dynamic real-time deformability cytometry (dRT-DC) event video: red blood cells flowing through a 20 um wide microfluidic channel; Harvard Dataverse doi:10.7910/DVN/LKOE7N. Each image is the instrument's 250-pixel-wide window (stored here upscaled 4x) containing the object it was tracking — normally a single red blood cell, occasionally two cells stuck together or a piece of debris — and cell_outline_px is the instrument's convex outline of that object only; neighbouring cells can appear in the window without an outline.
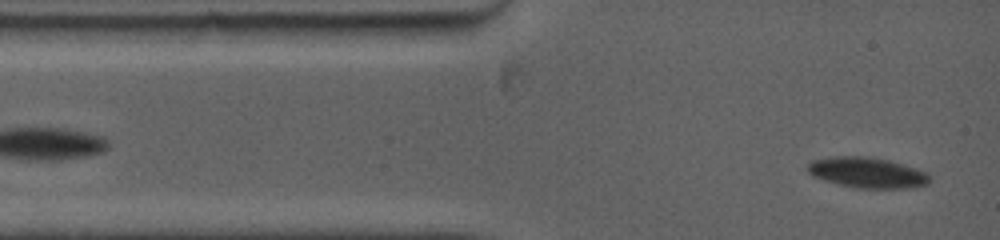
{"species": "common noctule bat (a hibernating species)", "species_latin": "Nyctalus noctula", "temperature_condition": "warm", "stored_images_in_passage": 2, "camera_frame_rate_fps": 5000, "um_per_image_px": 0.085, "animal": {"sex": "female", "body_mass_g": 19.0, "forearm_length_mm": 53.3}, "frame": {"image": 1, "passage_image": 2, "time_ms": 0.6, "image_size_px": [1000, 240], "cell_outline_px": [[928, 184], [916, 188], [856, 188], [824, 180], [812, 176], [808, 172], [808, 164], [812, 160], [832, 156], [860, 156], [888, 160], [904, 164], [928, 172]], "centroid_in_image_um": [73.72, 14.67], "position_along_channel_um": 11.3, "area_um2": 21.73}}